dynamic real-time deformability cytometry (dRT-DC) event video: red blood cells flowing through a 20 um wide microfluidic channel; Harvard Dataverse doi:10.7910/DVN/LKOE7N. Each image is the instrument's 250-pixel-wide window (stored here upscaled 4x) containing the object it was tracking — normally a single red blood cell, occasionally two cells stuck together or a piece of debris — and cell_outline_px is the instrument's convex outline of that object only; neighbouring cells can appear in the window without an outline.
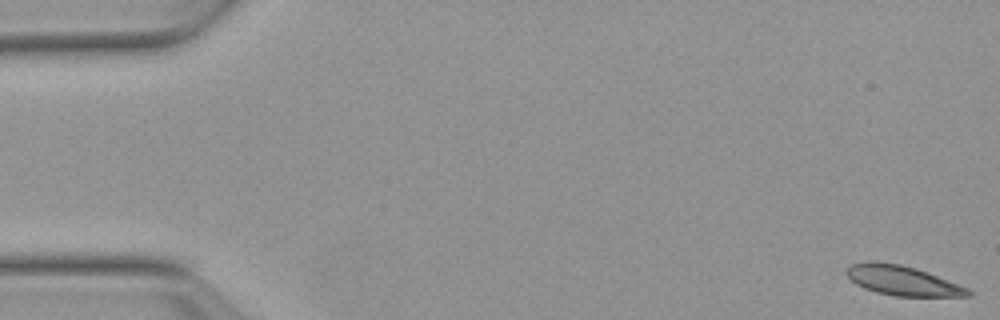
{"species": "Egyptian fruit bat (a non-hibernating species)", "species_latin": "Rousettus aegyptiacus", "temperature_condition": "warm", "stored_images_in_passage": 54, "camera_frame_rate_fps": 3000, "um_per_image_px": 0.085, "animal": {"sex": "female"}, "frame": {"image": 1, "passage_image": 1, "time_ms": 0.0, "image_size_px": [1000, 320], "cell_outline_px": [[972, 296], [896, 296], [876, 292], [864, 288], [856, 284], [844, 272], [852, 264], [872, 260], [876, 260], [900, 264], [916, 268], [968, 288], [972, 292]], "centroid_in_image_um": [76.68, 23.84], "position_along_channel_um": 8.3, "area_um2": 20.92}}
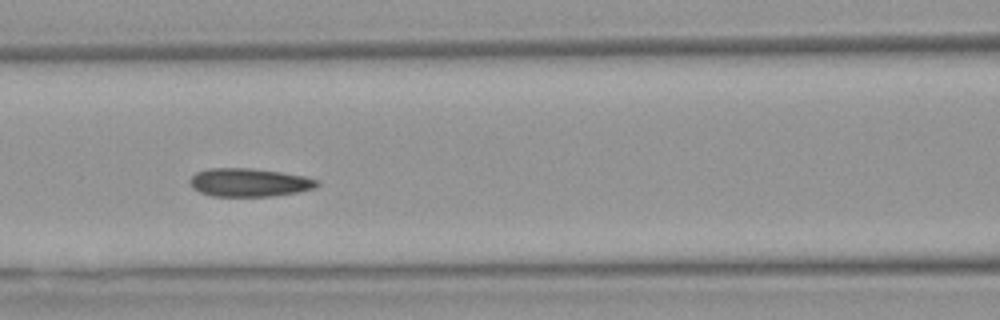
{"frame": {"image": 2, "passage_image": 23, "time_ms": 7.333, "image_size_px": [1000, 320], "cell_outline_px": [[320, 184], [316, 188], [296, 192], [272, 196], [212, 196], [200, 192], [192, 188], [188, 184], [188, 180], [196, 172], [208, 168], [248, 168], [280, 172], [304, 176], [320, 180]], "centroid_in_image_um": [21.16, 15.51], "position_along_channel_um": 145.4, "area_um2": 21.1}}
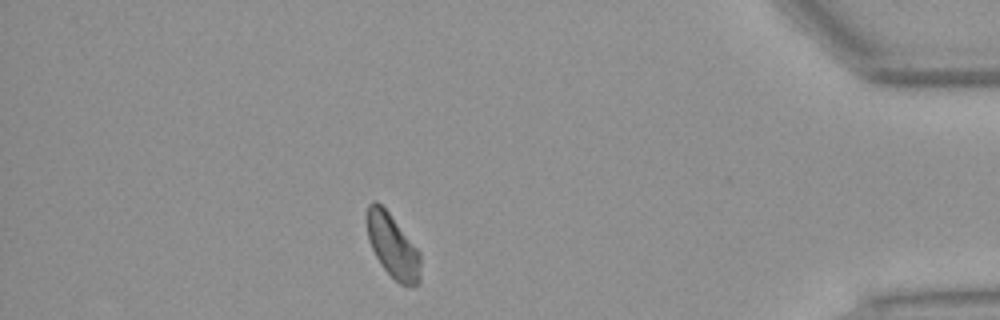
{"frame": {"image": 3, "passage_image": 47, "time_ms": 15.333, "image_size_px": [1000, 320], "cell_outline_px": [[420, 284], [400, 284], [384, 268], [376, 256], [368, 240], [368, 204], [372, 200], [376, 200], [388, 212], [420, 252]], "centroid_in_image_um": [33.39, 20.91], "position_along_channel_um": 401.8, "area_um2": 19.31}, "authors_computed_cell_mechanics": {"area_um2": 20.9236, "velocity_mm_per_s": 3.7798, "shape_relaxation_time_tau1_ms": 8.0136, "shape_relaxation_time_tau2_ms": 5.5013, "deformation_change_tau1": 0.1271, "deformation_change_tau2": 0.0941}}